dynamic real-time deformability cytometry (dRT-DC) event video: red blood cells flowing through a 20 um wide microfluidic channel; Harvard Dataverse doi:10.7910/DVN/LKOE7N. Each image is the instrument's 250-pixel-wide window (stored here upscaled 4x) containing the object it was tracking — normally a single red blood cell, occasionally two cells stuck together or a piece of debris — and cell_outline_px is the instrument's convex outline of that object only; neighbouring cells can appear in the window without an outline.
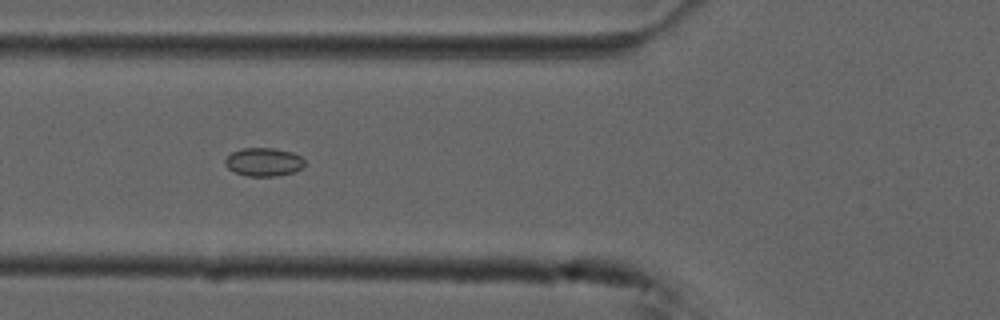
{"species": "common noctule bat (a hibernating species)", "species_latin": "Nyctalus noctula", "temperature_condition": "cold", "stored_images_in_passage": 42, "camera_frame_rate_fps": 3000, "um_per_image_px": 0.085, "animal": {"sex": "male", "forearm_length_mm": 52.5}, "frame": {"image": 1, "passage_image": 7, "time_ms": 2.0, "image_size_px": [1000, 320], "cell_outline_px": [[304, 168], [292, 172], [276, 176], [248, 176], [236, 172], [228, 168], [224, 164], [224, 160], [232, 152], [244, 148], [272, 148], [292, 152], [300, 156], [304, 160]], "centroid_in_image_um": [22.42, 13.77], "position_along_channel_um": 103.4, "area_um2": 13.06}}
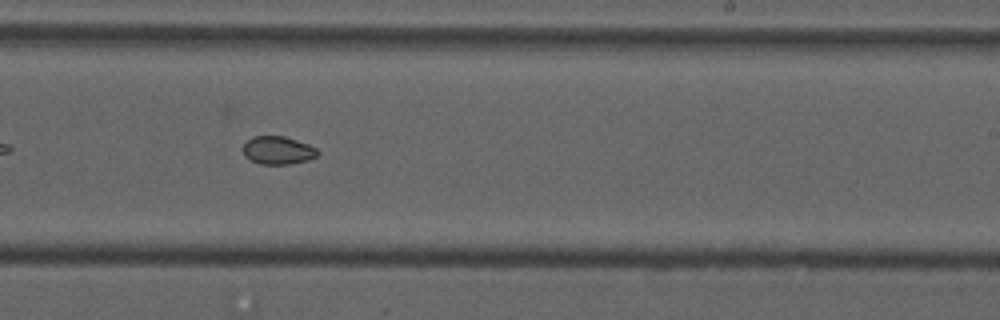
{"frame": {"image": 2, "passage_image": 20, "time_ms": 6.333, "image_size_px": [1000, 320], "cell_outline_px": [[320, 152], [316, 156], [308, 160], [288, 164], [260, 164], [244, 156], [244, 144], [252, 136], [284, 136], [308, 144], [316, 148]], "centroid_in_image_um": [23.63, 12.77], "position_along_channel_um": 265.4, "area_um2": 12.08}}
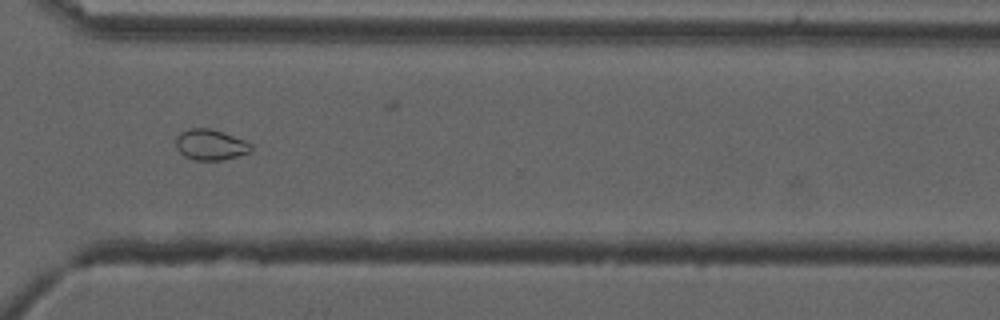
{"frame": {"image": 3, "passage_image": 27, "time_ms": 8.667, "image_size_px": [1000, 320], "cell_outline_px": [[252, 148], [248, 152], [236, 156], [220, 160], [196, 160], [184, 156], [176, 148], [176, 136], [180, 132], [192, 128], [208, 128], [244, 140], [252, 144]], "centroid_in_image_um": [17.85, 12.3], "position_along_channel_um": 352.8, "area_um2": 13.18}, "authors_computed_cell_mechanics": {"area_um2": 13.0339, "velocity_mm_per_s": 3.7409, "shape_relaxation_time_tau1_ms": null, "shape_relaxation_time_tau2_ms": 5.2722, "deformation_change_tau1": null, "deformation_change_tau2": 0.0588}}